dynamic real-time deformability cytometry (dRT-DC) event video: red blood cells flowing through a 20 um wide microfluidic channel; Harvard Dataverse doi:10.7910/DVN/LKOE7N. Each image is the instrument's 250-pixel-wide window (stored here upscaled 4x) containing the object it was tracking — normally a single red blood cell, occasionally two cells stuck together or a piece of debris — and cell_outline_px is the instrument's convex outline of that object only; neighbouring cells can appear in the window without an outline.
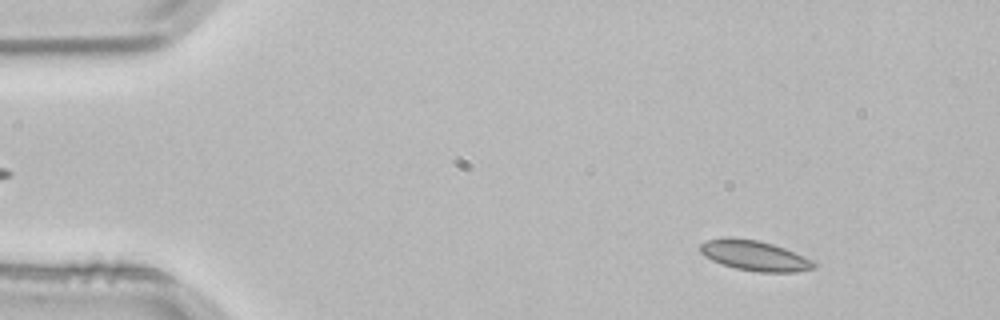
{"species": "common noctule bat (a hibernating species)", "species_latin": "Nyctalus noctula", "temperature_condition": "room temperature", "stored_images_in_passage": 3, "segment_of_instrument_passage": [1, 2], "camera_frame_rate_fps": 3000, "um_per_image_px": 0.085, "animal": {"sex": "male", "body_mass_g": 21.5, "forearm_length_mm": 52.0}, "frame": {"image": 1, "passage_image": 1, "time_ms": 0.0, "image_size_px": [1000, 320], "cell_outline_px": [[820, 264], [816, 268], [796, 272], [760, 272], [736, 268], [712, 260], [704, 256], [700, 252], [700, 244], [708, 240], [728, 236], [732, 236], [760, 240], [784, 248], [816, 260]], "centroid_in_image_um": [64.21, 21.71], "position_along_channel_um": 20.8, "area_um2": 20.35}}